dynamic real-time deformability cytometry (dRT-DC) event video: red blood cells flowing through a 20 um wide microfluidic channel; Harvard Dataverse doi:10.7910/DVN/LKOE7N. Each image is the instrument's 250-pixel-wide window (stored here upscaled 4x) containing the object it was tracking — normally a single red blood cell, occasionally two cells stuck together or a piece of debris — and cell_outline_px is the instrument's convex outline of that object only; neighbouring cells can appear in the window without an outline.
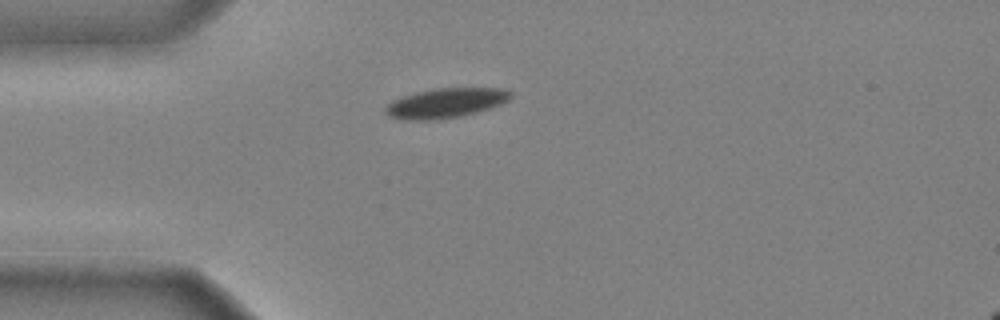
{"species": "common noctule bat (a hibernating species)", "species_latin": "Nyctalus noctula", "temperature_condition": "cold", "stored_images_in_passage": 32, "camera_frame_rate_fps": 3000, "um_per_image_px": 0.085, "animal": {"sex": "male", "body_mass_g": 20.4}, "frame": {"image": 1, "passage_image": 1, "time_ms": 0.0, "image_size_px": [1000, 320], "cell_outline_px": [[512, 96], [508, 100], [500, 104], [476, 112], [460, 116], [432, 120], [404, 120], [392, 116], [384, 112], [384, 108], [392, 100], [416, 92], [432, 88], [504, 88], [512, 92]], "centroid_in_image_um": [37.88, 8.74], "position_along_channel_um": 47.1, "area_um2": 21.56}}
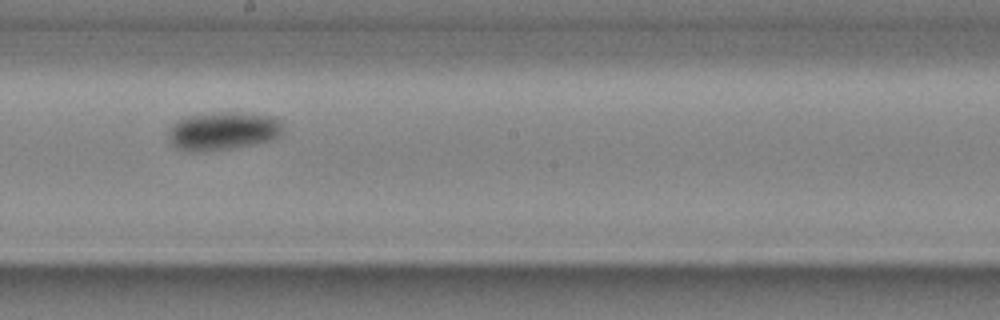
{"frame": {"image": 2, "passage_image": 16, "time_ms": 5.0, "image_size_px": [1000, 320], "cell_outline_px": [[284, 132], [280, 136], [272, 140], [232, 148], [200, 152], [196, 152], [176, 148], [168, 140], [168, 128], [176, 120], [184, 116], [212, 112], [244, 112], [272, 116], [280, 120]], "centroid_in_image_um": [18.93, 11.11], "position_along_channel_um": 229.3, "area_um2": 26.07}}
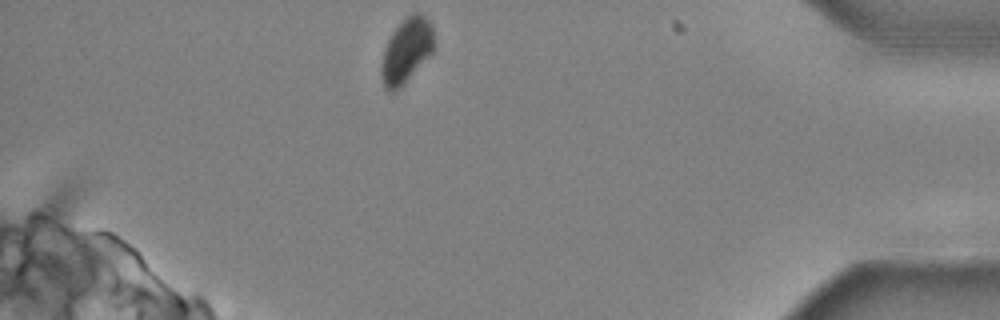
{"frame": {"image": 3, "passage_image": 32, "time_ms": 10.333, "image_size_px": [1000, 320], "cell_outline_px": [[436, 48], [392, 92], [388, 92], [384, 88], [380, 72], [380, 68], [384, 52], [388, 40], [392, 32], [412, 12], [420, 12], [432, 24]], "centroid_in_image_um": [34.56, 4.24], "position_along_channel_um": 400.6, "area_um2": 19.25}, "authors_computed_cell_mechanics": {"area_um2": 23.5535, "velocity_mm_per_s": 3.9208, "shape_relaxation_time_tau1_ms": 2.9574, "shape_relaxation_time_tau2_ms": null, "deformation_change_tau1": 0.1272, "deformation_change_tau2": null}}